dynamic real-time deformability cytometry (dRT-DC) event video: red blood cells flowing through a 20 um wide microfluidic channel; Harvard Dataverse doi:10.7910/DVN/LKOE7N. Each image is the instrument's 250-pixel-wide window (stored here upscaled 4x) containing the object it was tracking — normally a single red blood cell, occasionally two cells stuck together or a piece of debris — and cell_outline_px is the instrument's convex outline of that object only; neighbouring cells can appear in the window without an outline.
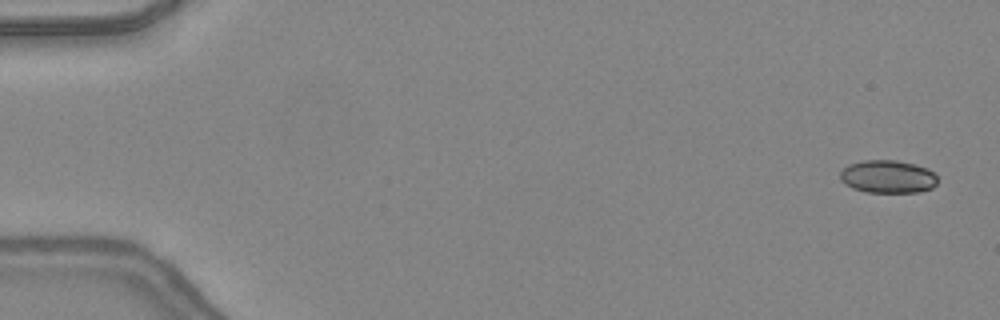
{"species": "common noctule bat (a hibernating species)", "species_latin": "Nyctalus noctula", "temperature_condition": "warm", "stored_images_in_passage": 47, "camera_frame_rate_fps": 3000, "um_per_image_px": 0.085, "animal": {"sex": "female", "body_mass_g": 24.6, "forearm_length_mm": 56.2}, "frame": {"image": 1, "passage_image": 1, "time_ms": 0.0, "image_size_px": [1000, 320], "cell_outline_px": [[936, 184], [932, 188], [920, 192], [868, 192], [852, 188], [840, 180], [840, 172], [848, 164], [864, 160], [896, 160], [916, 164], [928, 168], [936, 176]], "centroid_in_image_um": [75.46, 15.01], "position_along_channel_um": 9.5, "area_um2": 18.73}}
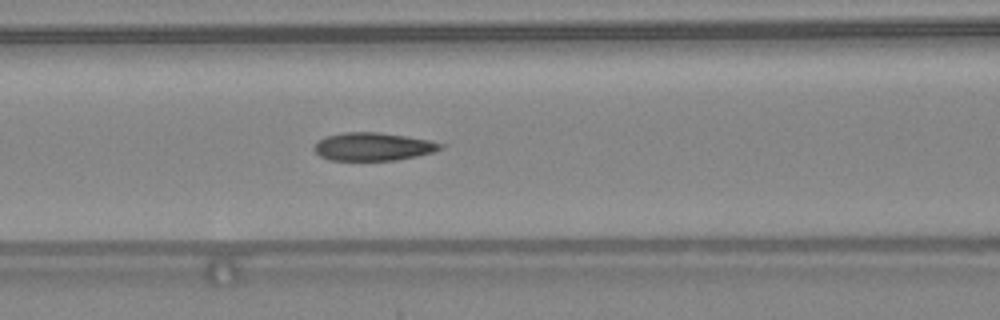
{"frame": {"image": 2, "passage_image": 20, "time_ms": 6.333, "image_size_px": [1000, 320], "cell_outline_px": [[448, 144], [432, 152], [416, 156], [396, 160], [328, 160], [320, 156], [312, 148], [324, 136], [344, 132], [376, 132], [404, 136], [428, 140]], "centroid_in_image_um": [31.69, 12.46], "position_along_channel_um": 134.9, "area_um2": 20.52}}
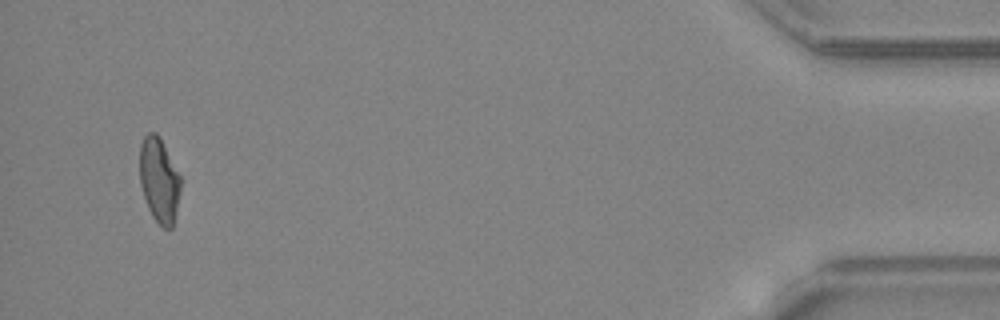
{"frame": {"image": 3, "passage_image": 45, "time_ms": 14.667, "image_size_px": [1000, 320], "cell_outline_px": [[180, 188], [176, 212], [172, 228], [164, 228], [152, 216], [148, 208], [140, 184], [140, 144], [144, 136], [148, 132], [156, 132], [160, 136], [180, 176]], "centroid_in_image_um": [13.52, 15.28], "position_along_channel_um": 421.7, "area_um2": 20.06}, "authors_computed_cell_mechanics": {"area_um2": 20.6346, "velocity_mm_per_s": 4.393, "shape_relaxation_time_tau1_ms": null, "shape_relaxation_time_tau2_ms": 1.1062, "deformation_change_tau1": null, "deformation_change_tau2": 0.0806}}